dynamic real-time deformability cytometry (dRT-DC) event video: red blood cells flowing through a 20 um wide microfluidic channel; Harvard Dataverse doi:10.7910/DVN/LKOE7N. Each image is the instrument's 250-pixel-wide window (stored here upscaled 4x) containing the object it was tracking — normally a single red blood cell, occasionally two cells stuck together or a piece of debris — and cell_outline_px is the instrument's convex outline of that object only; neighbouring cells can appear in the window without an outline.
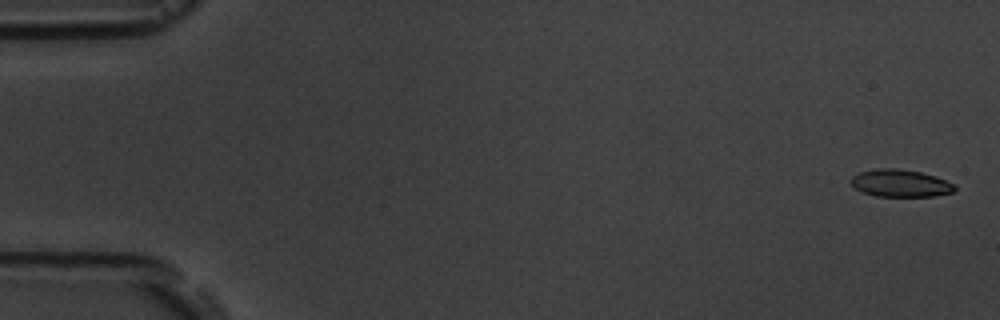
{"species": "common noctule bat (a hibernating species)", "species_latin": "Nyctalus noctula", "temperature_condition": "room temperature", "stored_images_in_passage": 6, "camera_frame_rate_fps": 3000, "um_per_image_px": 0.085, "animal": {"sex": "male", "body_mass_g": 19.5, "forearm_length_mm": 54.6}, "frame": {"image": 1, "passage_image": 1, "time_ms": 0.0, "image_size_px": [1000, 320], "cell_outline_px": [[956, 188], [952, 192], [932, 196], [876, 196], [864, 192], [856, 188], [848, 180], [852, 176], [860, 172], [876, 168], [896, 168], [920, 172], [936, 176], [952, 184]], "centroid_in_image_um": [76.49, 15.56], "position_along_channel_um": 8.5, "area_um2": 16.36}}